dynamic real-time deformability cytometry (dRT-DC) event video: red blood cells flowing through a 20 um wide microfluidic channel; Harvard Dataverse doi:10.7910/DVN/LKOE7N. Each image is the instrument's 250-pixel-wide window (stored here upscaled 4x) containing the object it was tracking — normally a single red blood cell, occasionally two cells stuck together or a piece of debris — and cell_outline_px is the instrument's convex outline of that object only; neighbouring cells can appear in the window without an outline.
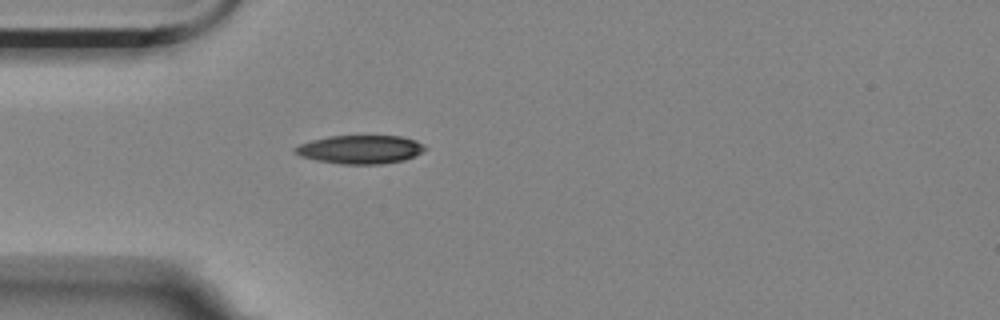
{"species": "Egyptian fruit bat (a non-hibernating species)", "species_latin": "Rousettus aegyptiacus", "temperature_condition": "room temperature", "stored_images_in_passage": 3, "camera_frame_rate_fps": 3000, "um_per_image_px": 0.085, "animal": {"sex": "female"}, "frame": {"image": 1, "passage_image": 3, "time_ms": 0.667, "image_size_px": [1000, 320], "cell_outline_px": [[428, 148], [416, 156], [404, 160], [380, 164], [340, 164], [316, 160], [300, 156], [292, 152], [292, 148], [300, 144], [312, 140], [328, 136], [400, 136], [416, 140], [424, 144]], "centroid_in_image_um": [30.62, 12.7], "position_along_channel_um": 54.4, "area_um2": 21.79}}